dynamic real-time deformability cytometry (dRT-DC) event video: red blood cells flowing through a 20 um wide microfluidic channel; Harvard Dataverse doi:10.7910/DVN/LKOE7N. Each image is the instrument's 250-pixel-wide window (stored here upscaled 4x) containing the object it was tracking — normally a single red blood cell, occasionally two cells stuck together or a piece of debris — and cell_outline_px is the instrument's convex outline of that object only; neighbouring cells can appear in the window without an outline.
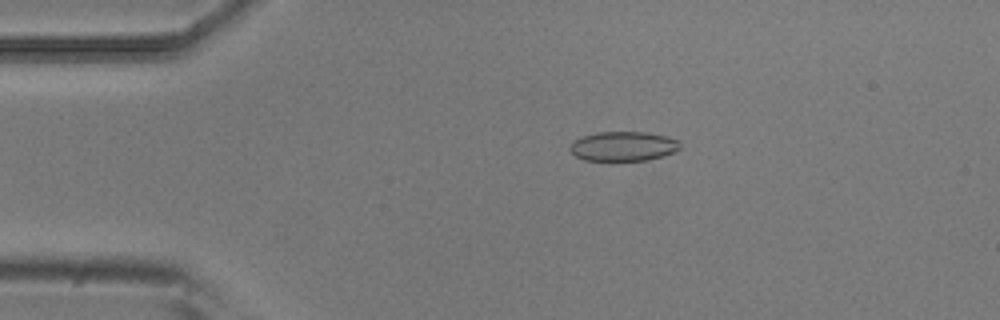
{"species": "common noctule bat (a hibernating species)", "species_latin": "Nyctalus noctula", "temperature_condition": "room temperature", "stored_images_in_passage": 6, "camera_frame_rate_fps": 3000, "um_per_image_px": 0.085, "animal": {"sex": "male", "body_mass_g": 20.5, "forearm_length_mm": 52.5}, "frame": {"image": 1, "passage_image": 3, "time_ms": 0.667, "image_size_px": [1000, 320], "cell_outline_px": [[680, 148], [676, 152], [664, 156], [648, 160], [584, 160], [576, 156], [568, 148], [572, 140], [596, 132], [644, 132], [668, 136], [676, 140], [680, 144]], "centroid_in_image_um": [52.98, 12.43], "position_along_channel_um": 32.0, "area_um2": 19.02}}
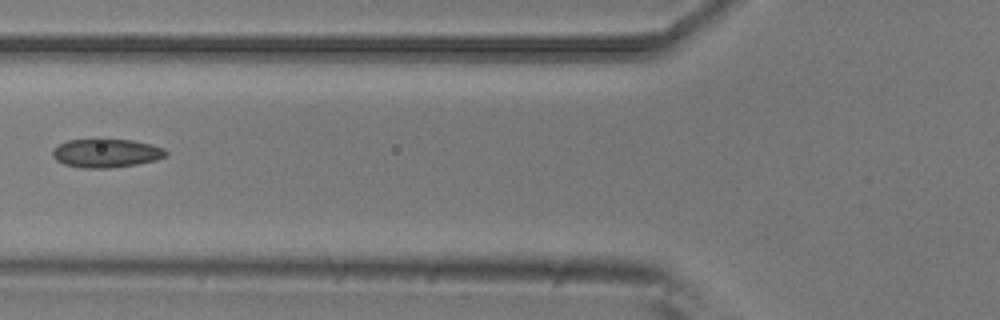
{"frame": {"image": 2, "passage_image": 5, "time_ms": 1.333, "image_size_px": [1000, 320], "cell_outline_px": [[168, 156], [156, 160], [136, 164], [112, 168], [80, 168], [64, 164], [56, 160], [52, 156], [52, 152], [60, 144], [68, 140], [96, 136], [104, 136], [132, 140], [152, 144], [164, 148], [168, 152]], "centroid_in_image_um": [9.04, 12.97], "position_along_channel_um": 116.8, "area_um2": 19.88}}
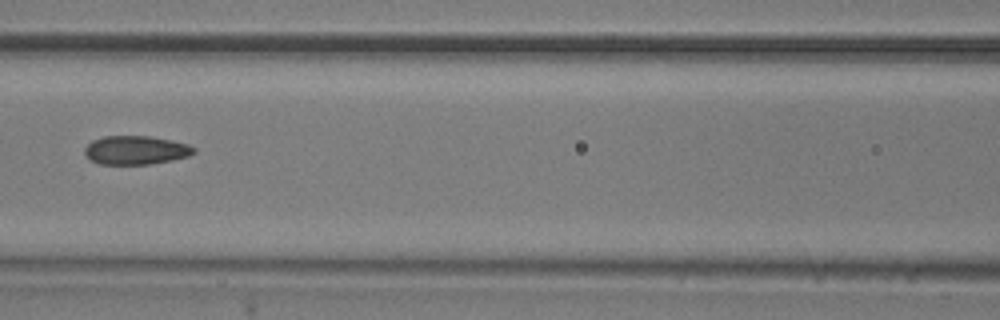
{"frame": {"image": 3, "passage_image": 6, "time_ms": 1.667, "image_size_px": [1000, 320], "cell_outline_px": [[196, 152], [188, 156], [172, 160], [152, 164], [100, 164], [92, 160], [84, 152], [84, 148], [92, 140], [104, 136], [148, 136], [172, 140], [188, 144], [196, 148]], "centroid_in_image_um": [11.57, 12.76], "position_along_channel_um": 155.0, "area_um2": 18.26}}